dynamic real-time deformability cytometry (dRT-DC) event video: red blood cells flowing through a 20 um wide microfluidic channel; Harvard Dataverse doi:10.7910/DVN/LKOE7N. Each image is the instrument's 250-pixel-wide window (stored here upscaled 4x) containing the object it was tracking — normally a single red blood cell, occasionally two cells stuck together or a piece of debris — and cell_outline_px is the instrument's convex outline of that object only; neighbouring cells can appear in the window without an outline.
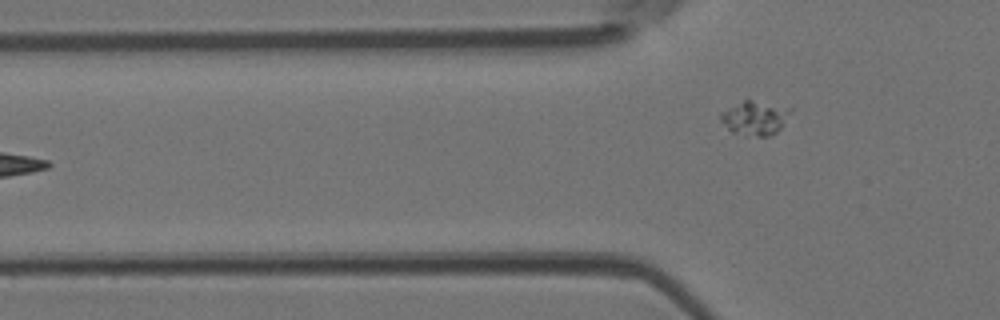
{"species": "Egyptian fruit bat (a non-hibernating species)", "species_latin": "Rousettus aegyptiacus", "temperature_condition": "room temperature", "stored_images_in_passage": 6, "segment_of_instrument_passage": [2, 2], "camera_frame_rate_fps": 3000, "um_per_image_px": 0.085, "animal": {"sex": "female"}, "frame": {"image": 1, "passage_image": 6, "time_ms": 1.667, "image_size_px": [1000, 320], "cell_outline_px": [[792, 112], [780, 128], [772, 136], [744, 136], [732, 132], [720, 120], [720, 112], [744, 100], [752, 100], [792, 108]], "centroid_in_image_um": [64.17, 10.04], "position_along_channel_um": 61.6, "area_um2": 13.87}}